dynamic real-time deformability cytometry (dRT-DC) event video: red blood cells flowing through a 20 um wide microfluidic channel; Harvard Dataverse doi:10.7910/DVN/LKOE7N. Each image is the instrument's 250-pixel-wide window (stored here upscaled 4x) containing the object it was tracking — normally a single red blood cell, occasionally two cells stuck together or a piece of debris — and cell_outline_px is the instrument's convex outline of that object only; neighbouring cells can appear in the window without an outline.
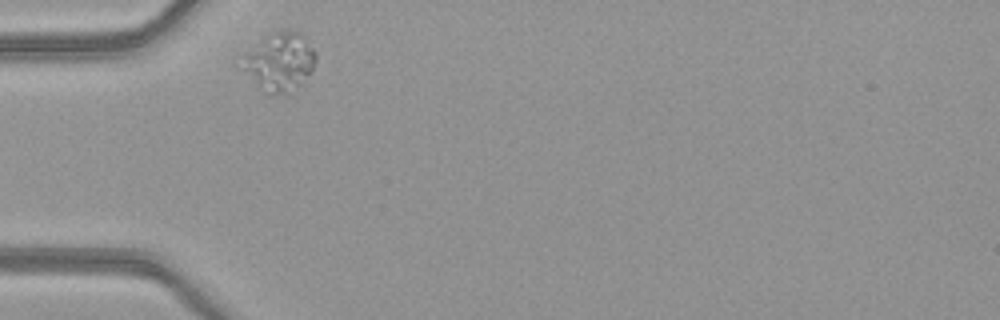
{"species": "common noctule bat (a hibernating species)", "species_latin": "Nyctalus noctula", "temperature_condition": "warm", "stored_images_in_passage": 35, "camera_frame_rate_fps": 3000, "um_per_image_px": 0.085, "animal": {"sex": "female", "body_mass_g": 21.9}, "frame": {"image": 1, "passage_image": 1, "time_ms": 0.0, "image_size_px": [1000, 320], "cell_outline_px": [[316, 60], [312, 68], [300, 84], [284, 92], [272, 96], [268, 96], [232, 64], [272, 28], [284, 28], [300, 32], [304, 36], [316, 52]], "centroid_in_image_um": [23.61, 5.19], "position_along_channel_um": 61.4, "area_um2": 26.36}}
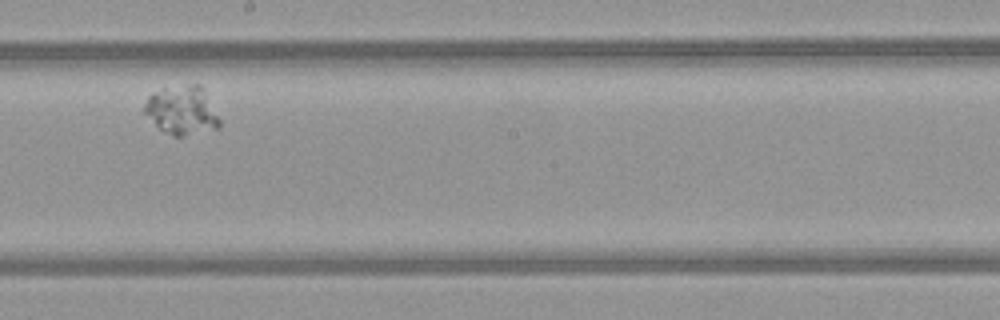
{"frame": {"image": 2, "passage_image": 16, "time_ms": 5.0, "image_size_px": [1000, 320], "cell_outline_px": [[220, 128], [184, 136], [172, 136], [160, 128], [144, 112], [144, 104], [148, 96], [152, 92], [164, 88], [192, 84], [200, 84], [220, 120]], "centroid_in_image_um": [15.46, 9.38], "position_along_channel_um": 232.7, "area_um2": 21.04}}
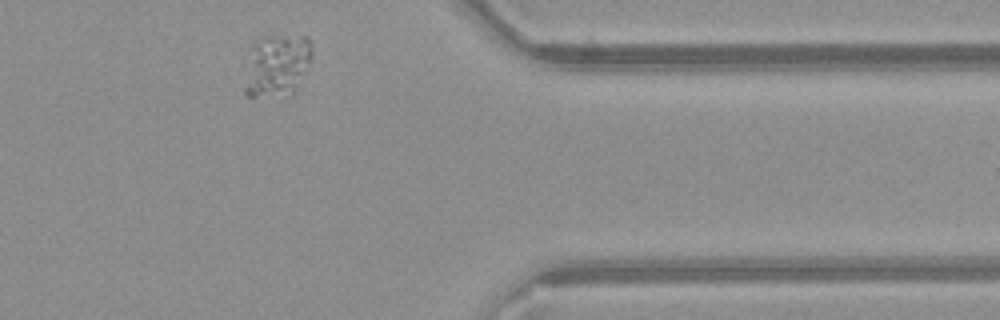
{"frame": {"image": 3, "passage_image": 30, "time_ms": 9.667, "image_size_px": [1000, 320], "cell_outline_px": [[312, 56], [292, 96], [244, 96], [244, 88], [252, 44], [260, 36], [308, 36], [312, 52]], "centroid_in_image_um": [23.53, 5.56], "position_along_channel_um": 387.9, "area_um2": 24.39}}